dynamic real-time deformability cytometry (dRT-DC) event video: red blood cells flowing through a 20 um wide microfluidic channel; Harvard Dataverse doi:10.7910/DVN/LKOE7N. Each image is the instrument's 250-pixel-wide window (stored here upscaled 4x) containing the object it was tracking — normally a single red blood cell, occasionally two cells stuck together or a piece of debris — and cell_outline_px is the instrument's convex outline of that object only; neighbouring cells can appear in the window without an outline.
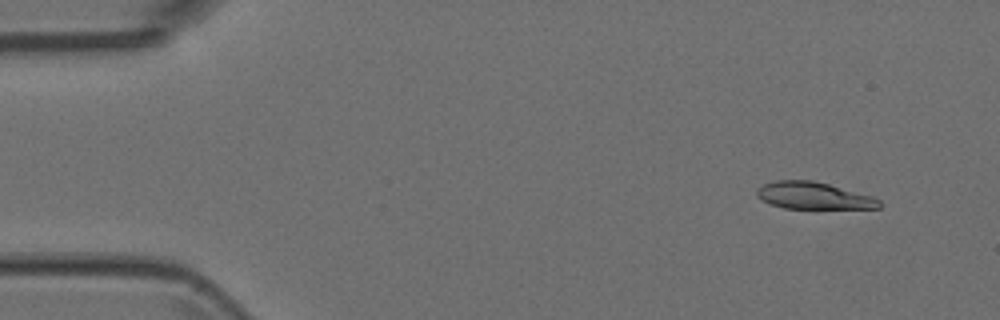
{"species": "Egyptian fruit bat (a non-hibernating species)", "species_latin": "Rousettus aegyptiacus", "temperature_condition": "room temperature", "stored_images_in_passage": 4, "camera_frame_rate_fps": 3000, "um_per_image_px": 0.085, "animal": {"sex": "female"}, "frame": {"image": 1, "passage_image": 1, "time_ms": 0.0, "image_size_px": [1000, 320], "cell_outline_px": [[884, 204], [880, 208], [784, 208], [760, 200], [756, 196], [756, 188], [764, 184], [776, 180], [812, 180], [828, 184], [872, 196], [880, 200]], "centroid_in_image_um": [69.14, 16.63], "position_along_channel_um": 15.9, "area_um2": 19.25}}
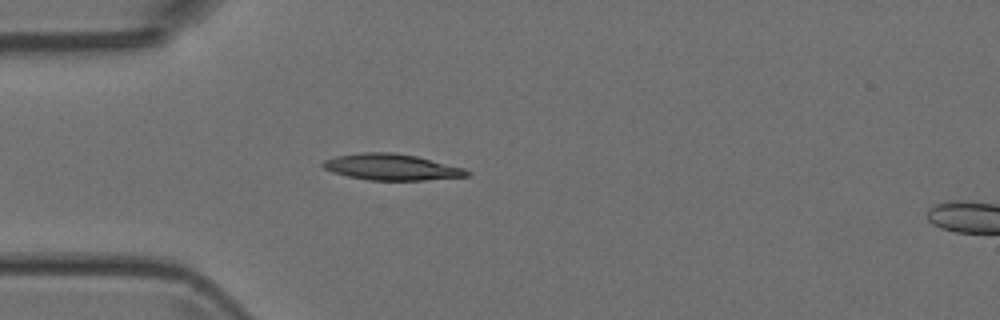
{"frame": {"image": 2, "passage_image": 4, "time_ms": 1.0, "image_size_px": [1000, 320], "cell_outline_px": [[472, 176], [424, 180], [368, 180], [348, 176], [332, 172], [324, 168], [320, 164], [324, 160], [336, 156], [364, 152], [392, 152], [416, 156], [464, 168], [472, 172]], "centroid_in_image_um": [33.3, 14.2], "position_along_channel_um": 51.7, "area_um2": 22.02}}